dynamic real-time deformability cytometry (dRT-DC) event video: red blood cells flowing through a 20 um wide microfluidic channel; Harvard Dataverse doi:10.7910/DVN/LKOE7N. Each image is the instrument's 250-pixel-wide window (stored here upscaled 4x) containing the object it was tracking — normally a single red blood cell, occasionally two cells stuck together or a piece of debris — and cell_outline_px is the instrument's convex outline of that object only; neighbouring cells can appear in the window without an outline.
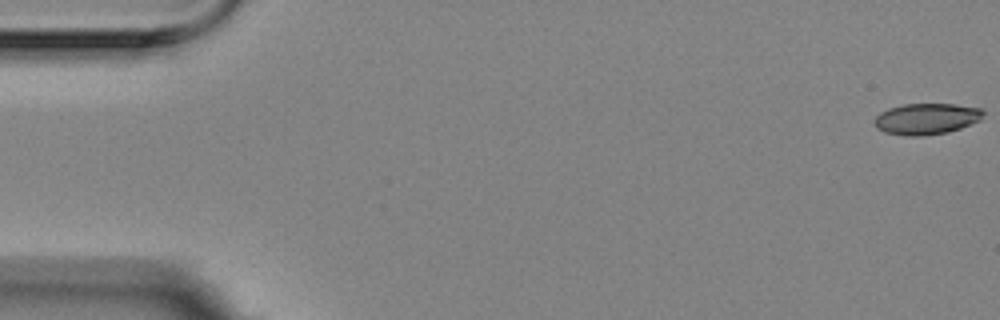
{"species": "Egyptian fruit bat (a non-hibernating species)", "species_latin": "Rousettus aegyptiacus", "temperature_condition": "room temperature", "stored_images_in_passage": 11, "camera_frame_rate_fps": 3000, "um_per_image_px": 0.085, "animal": {"sex": "female"}, "frame": {"image": 1, "passage_image": 1, "time_ms": 0.0, "image_size_px": [1000, 320], "cell_outline_px": [[984, 112], [980, 120], [960, 128], [948, 132], [920, 136], [904, 136], [884, 132], [876, 128], [876, 116], [880, 112], [888, 108], [904, 104], [956, 104], [980, 108]], "centroid_in_image_um": [78.74, 10.1], "position_along_channel_um": 6.3, "area_um2": 19.71}}